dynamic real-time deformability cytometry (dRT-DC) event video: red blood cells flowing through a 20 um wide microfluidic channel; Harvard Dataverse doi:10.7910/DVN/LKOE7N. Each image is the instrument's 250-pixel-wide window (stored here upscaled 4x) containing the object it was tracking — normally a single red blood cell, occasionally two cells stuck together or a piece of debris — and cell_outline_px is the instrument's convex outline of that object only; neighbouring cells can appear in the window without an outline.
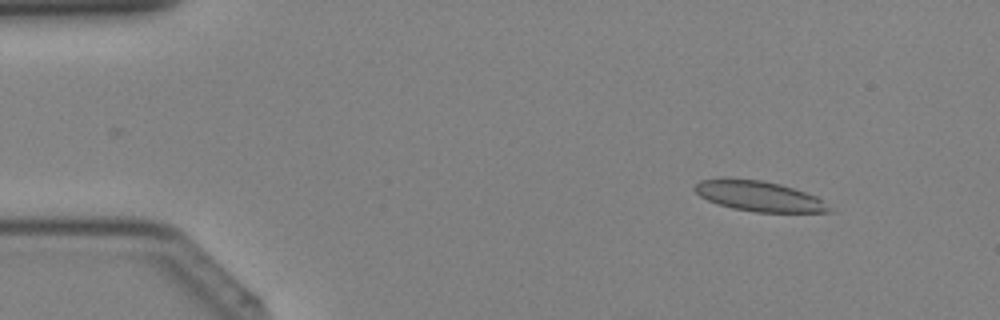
{"species": "Egyptian fruit bat (a non-hibernating species)", "species_latin": "Rousettus aegyptiacus", "temperature_condition": "cold", "stored_images_in_passage": 14, "camera_frame_rate_fps": 3000, "um_per_image_px": 0.085, "animal": {"sex": "female"}, "frame": {"image": 1, "passage_image": 4, "time_ms": 1.0, "image_size_px": [1000, 320], "cell_outline_px": [[832, 212], [756, 212], [732, 208], [708, 200], [700, 196], [692, 188], [700, 180], [724, 176], [764, 180], [780, 184], [816, 196]], "centroid_in_image_um": [64.4, 16.63], "position_along_channel_um": 20.6, "area_um2": 23.76}}
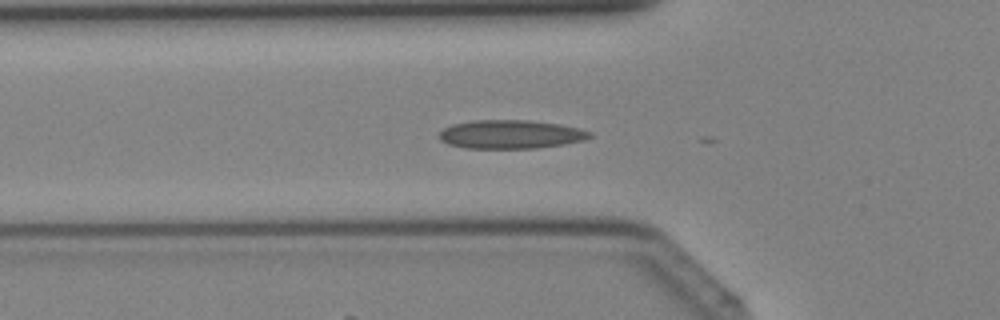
{"frame": {"image": 2, "passage_image": 13, "time_ms": 4.0, "image_size_px": [1000, 320], "cell_outline_px": [[592, 136], [584, 140], [564, 144], [536, 148], [464, 148], [448, 144], [440, 140], [440, 132], [444, 128], [452, 124], [472, 120], [528, 120], [560, 124], [580, 128], [592, 132]], "centroid_in_image_um": [43.42, 11.41], "position_along_channel_um": 82.4, "area_um2": 25.2}}